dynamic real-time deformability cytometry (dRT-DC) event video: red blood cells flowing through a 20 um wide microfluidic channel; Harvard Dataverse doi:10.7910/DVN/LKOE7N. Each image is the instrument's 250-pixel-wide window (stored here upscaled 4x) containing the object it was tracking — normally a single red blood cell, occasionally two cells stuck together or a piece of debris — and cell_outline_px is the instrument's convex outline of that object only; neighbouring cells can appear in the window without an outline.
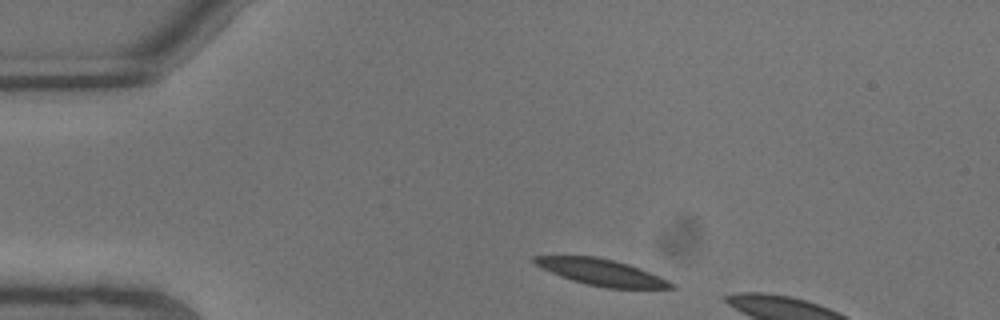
{"species": "common noctule bat (a hibernating species)", "species_latin": "Nyctalus noctula", "temperature_condition": "warm", "stored_images_in_passage": 3, "camera_frame_rate_fps": 3000, "um_per_image_px": 0.085, "animal": {"sex": "male", "body_mass_g": 13.3}, "frame": {"image": 1, "passage_image": 1, "time_ms": 0.0, "image_size_px": [1000, 320], "cell_outline_px": [[676, 288], [604, 288], [572, 280], [560, 276], [536, 264], [532, 260], [532, 256], [596, 256], [628, 264], [640, 268], [668, 280], [676, 284]], "centroid_in_image_um": [51.16, 23.14], "position_along_channel_um": 33.8, "area_um2": 20.69}}